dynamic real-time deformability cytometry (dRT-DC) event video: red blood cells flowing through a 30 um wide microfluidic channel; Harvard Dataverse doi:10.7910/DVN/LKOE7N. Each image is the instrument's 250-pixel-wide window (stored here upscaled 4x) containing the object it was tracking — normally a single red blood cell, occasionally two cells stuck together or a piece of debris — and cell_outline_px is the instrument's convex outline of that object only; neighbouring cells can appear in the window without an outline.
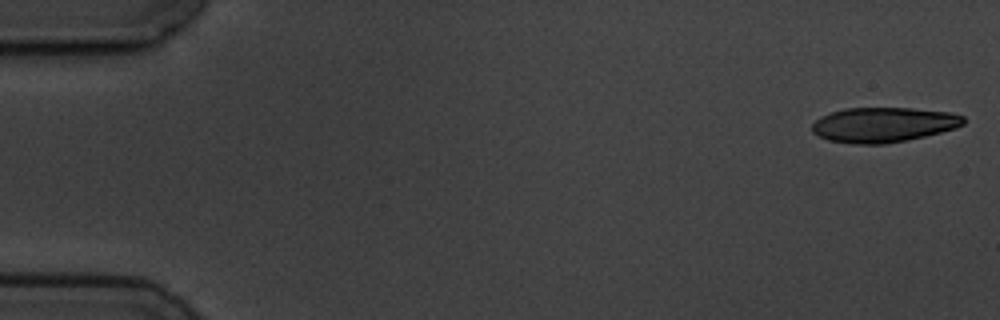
{"species": "common noctule bat (a hibernating species)", "species_latin": "Nyctalus noctula", "temperature_condition": "cold", "stored_images_in_passage": 5, "camera_frame_rate_fps": 3000, "um_per_image_px": 0.085, "animal": {"sex": "male", "body_mass_g": 19.5, "forearm_length_mm": 54.6}, "frame": {"image": 1, "passage_image": 1, "time_ms": 0.0, "image_size_px": [1000, 320], "cell_outline_px": [[964, 124], [956, 128], [924, 136], [884, 144], [856, 144], [828, 140], [812, 132], [812, 124], [820, 116], [844, 108], [912, 108], [952, 112], [964, 116]], "centroid_in_image_um": [75.09, 10.59], "position_along_channel_um": 9.9, "area_um2": 30.75}}